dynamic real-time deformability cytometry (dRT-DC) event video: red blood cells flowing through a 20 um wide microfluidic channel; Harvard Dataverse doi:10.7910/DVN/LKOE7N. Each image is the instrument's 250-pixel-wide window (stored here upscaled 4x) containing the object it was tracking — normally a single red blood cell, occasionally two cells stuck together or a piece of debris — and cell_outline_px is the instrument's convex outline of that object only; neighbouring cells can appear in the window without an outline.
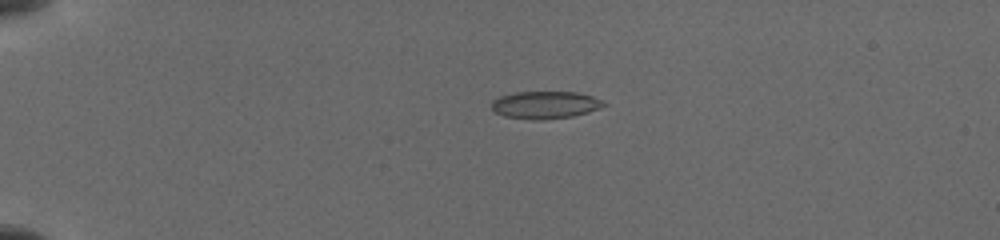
{"species": "common noctule bat (a hibernating species)", "species_latin": "Nyctalus noctula", "temperature_condition": "cold", "stored_images_in_passage": 41, "camera_frame_rate_fps": 3000, "um_per_image_px": 0.085, "animal": {"sex": "female", "body_mass_g": 19.5, "forearm_length_mm": 54.1}, "frame": {"image": 1, "passage_image": 1, "time_ms": 0.0, "image_size_px": [1000, 240], "cell_outline_px": [[608, 104], [600, 108], [588, 112], [572, 116], [540, 120], [532, 120], [504, 116], [496, 112], [492, 108], [492, 100], [500, 96], [516, 92], [576, 92], [592, 96]], "centroid_in_image_um": [46.33, 8.92], "position_along_channel_um": 38.7, "area_um2": 17.86}}
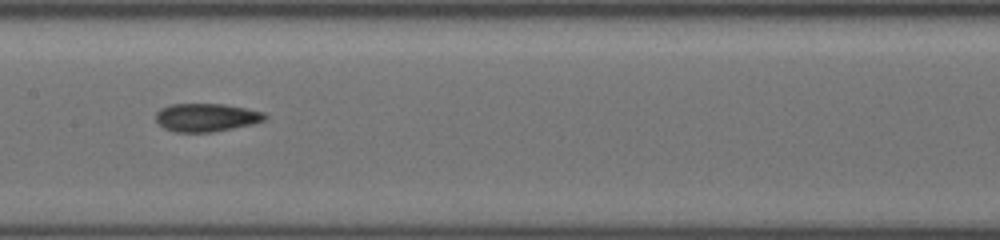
{"frame": {"image": 2, "passage_image": 17, "time_ms": 5.333, "image_size_px": [1000, 240], "cell_outline_px": [[268, 116], [264, 120], [252, 124], [212, 132], [176, 132], [164, 128], [156, 124], [156, 112], [160, 108], [168, 104], [224, 104], [264, 112]], "centroid_in_image_um": [17.49, 9.98], "position_along_channel_um": 189.9, "area_um2": 17.98}}
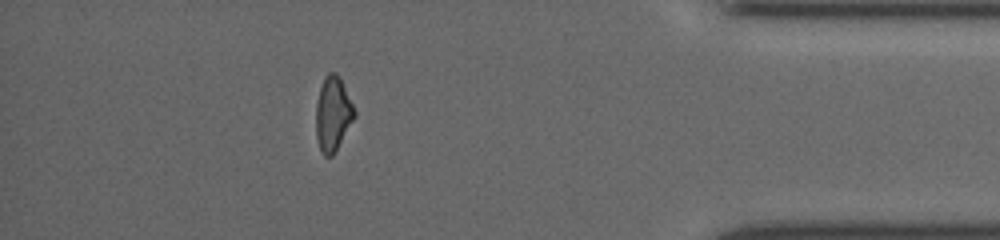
{"frame": {"image": 3, "passage_image": 35, "time_ms": 11.667, "image_size_px": [1000, 240], "cell_outline_px": [[356, 116], [332, 156], [324, 156], [320, 152], [316, 136], [316, 104], [320, 88], [324, 76], [328, 72], [336, 72], [356, 112]], "centroid_in_image_um": [28.27, 9.7], "position_along_channel_um": 406.9, "area_um2": 16.47}}